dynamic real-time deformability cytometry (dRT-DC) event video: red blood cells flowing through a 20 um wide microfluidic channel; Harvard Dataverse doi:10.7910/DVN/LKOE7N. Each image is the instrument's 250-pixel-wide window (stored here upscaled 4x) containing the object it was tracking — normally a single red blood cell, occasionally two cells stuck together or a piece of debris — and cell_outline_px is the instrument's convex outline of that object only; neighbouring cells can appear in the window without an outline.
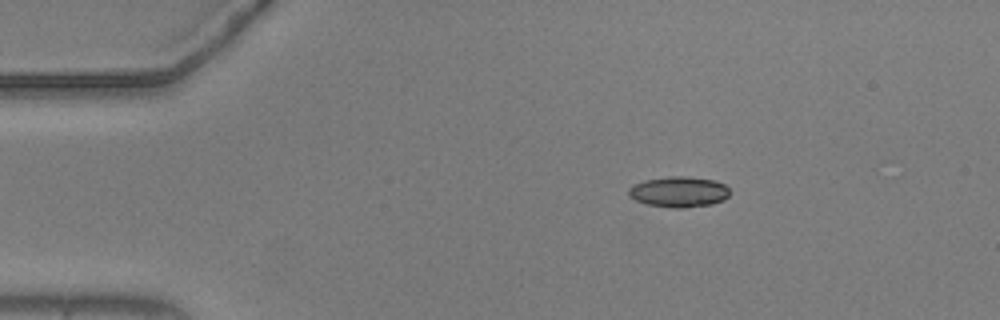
{"species": "common noctule bat (a hibernating species)", "species_latin": "Nyctalus noctula", "temperature_condition": "warm", "stored_images_in_passage": 47, "camera_frame_rate_fps": 3000, "um_per_image_px": 0.085, "animal": {"sex": "male", "body_mass_g": 20.5, "forearm_length_mm": 52.5}, "frame": {"image": 1, "passage_image": 1, "time_ms": 0.0, "image_size_px": [1000, 320], "cell_outline_px": [[728, 196], [724, 200], [712, 204], [684, 208], [672, 208], [648, 204], [636, 200], [628, 196], [628, 188], [632, 184], [644, 180], [668, 176], [684, 176], [716, 180], [724, 184], [728, 188]], "centroid_in_image_um": [57.68, 16.3], "position_along_channel_um": 27.3, "area_um2": 18.21}}
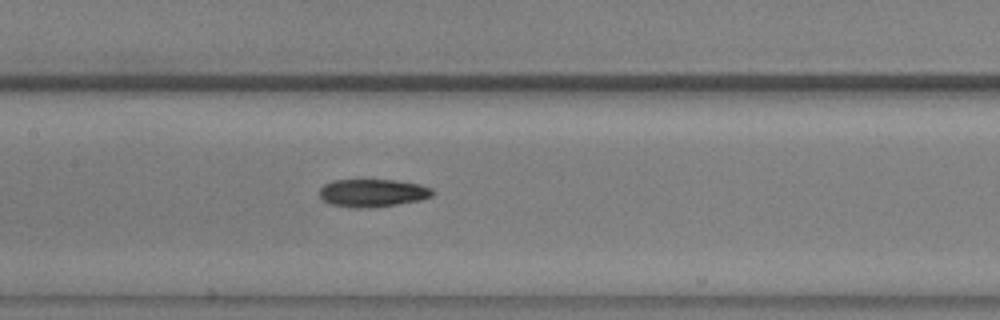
{"frame": {"image": 2, "passage_image": 18, "time_ms": 5.667, "image_size_px": [1000, 320], "cell_outline_px": [[436, 192], [432, 196], [420, 200], [396, 204], [368, 208], [356, 208], [332, 204], [324, 200], [320, 196], [320, 188], [324, 184], [332, 180], [396, 180], [420, 184], [432, 188]], "centroid_in_image_um": [31.71, 16.39], "position_along_channel_um": 175.7, "area_um2": 18.32}}
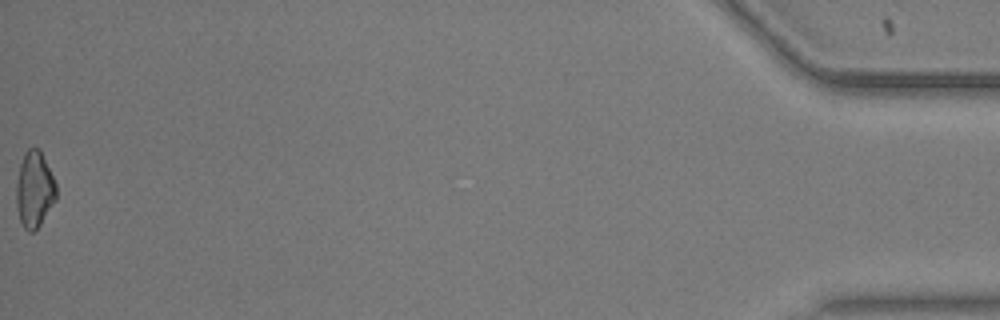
{"frame": {"image": 3, "passage_image": 47, "time_ms": 15.333, "image_size_px": [1000, 320], "cell_outline_px": [[56, 200], [40, 224], [32, 232], [28, 232], [24, 228], [20, 220], [16, 208], [16, 184], [20, 164], [24, 152], [28, 148], [40, 148], [56, 184]], "centroid_in_image_um": [2.91, 16.09], "position_along_channel_um": 432.3, "area_um2": 17.74}, "authors_computed_cell_mechanics": {"area_um2": 18.1492, "velocity_mm_per_s": 3.6942, "shape_relaxation_time_tau1_ms": 5.6276, "shape_relaxation_time_tau2_ms": 7.7227, "deformation_change_tau1": 0.1823, "deformation_change_tau2": 0.1642}}